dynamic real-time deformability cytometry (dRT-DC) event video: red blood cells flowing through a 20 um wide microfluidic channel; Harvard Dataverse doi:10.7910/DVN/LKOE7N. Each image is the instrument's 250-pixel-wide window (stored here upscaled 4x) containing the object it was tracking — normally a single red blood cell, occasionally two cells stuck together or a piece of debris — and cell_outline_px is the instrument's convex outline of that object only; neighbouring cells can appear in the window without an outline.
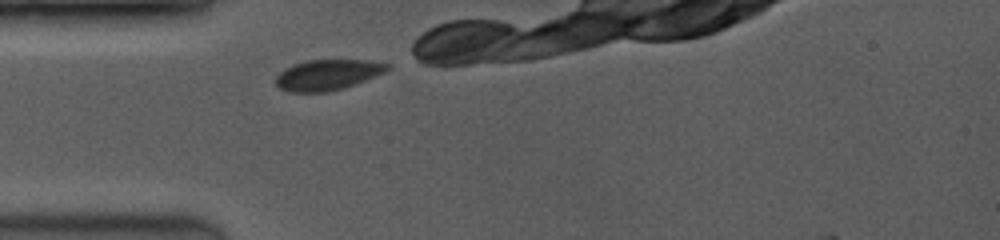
{"species": "common noctule bat (a hibernating species)", "species_latin": "Nyctalus noctula", "temperature_condition": "room temperature", "stored_images_in_passage": 6, "camera_frame_rate_fps": 3500, "um_per_image_px": 0.085, "animal": {"sex": "female", "body_mass_g": 19.0, "forearm_length_mm": 53.3}, "frame": {"image": 1, "passage_image": 1, "time_ms": 0.0, "image_size_px": [1000, 240], "cell_outline_px": [[392, 68], [384, 72], [344, 88], [328, 92], [292, 92], [280, 88], [276, 84], [276, 76], [280, 72], [292, 64], [304, 60], [368, 60], [388, 64]], "centroid_in_image_um": [27.83, 6.35], "position_along_channel_um": 57.2, "area_um2": 19.77}}
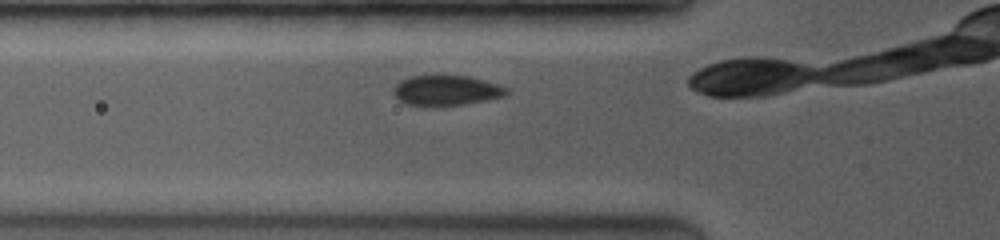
{"frame": {"image": 2, "passage_image": 3, "time_ms": 0.571, "image_size_px": [1000, 240], "cell_outline_px": [[508, 92], [504, 96], [488, 100], [464, 104], [436, 108], [432, 108], [404, 104], [392, 92], [392, 88], [400, 80], [412, 76], [436, 72], [468, 76], [484, 80], [508, 88]], "centroid_in_image_um": [37.87, 7.67], "position_along_channel_um": 87.9, "area_um2": 21.1}}